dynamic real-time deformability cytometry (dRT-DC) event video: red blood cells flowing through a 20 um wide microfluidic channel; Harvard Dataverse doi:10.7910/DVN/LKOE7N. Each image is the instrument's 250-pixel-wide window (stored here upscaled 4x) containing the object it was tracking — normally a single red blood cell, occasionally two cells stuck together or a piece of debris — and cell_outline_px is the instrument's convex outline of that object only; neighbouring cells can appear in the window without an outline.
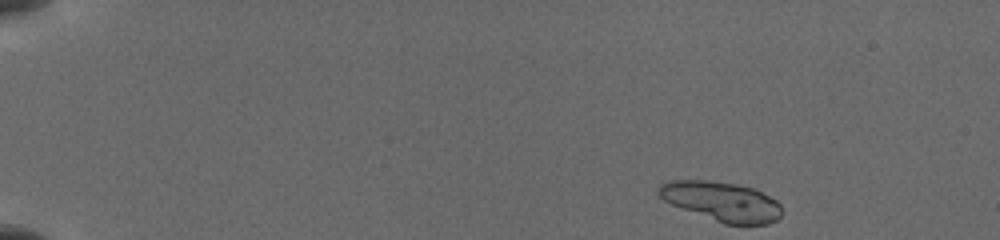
{"species": "common noctule bat (a hibernating species)", "species_latin": "Nyctalus noctula", "temperature_condition": "cold", "stored_images_in_passage": 17, "segment_of_instrument_passage": [1, 2], "camera_frame_rate_fps": 3000, "um_per_image_px": 0.085, "animal": {"sex": "female", "body_mass_g": 19.5, "forearm_length_mm": 54.1}, "frame": {"image": 1, "passage_image": 1, "time_ms": 0.0, "image_size_px": [1000, 240], "cell_outline_px": [[780, 216], [776, 220], [768, 224], [724, 224], [672, 204], [664, 200], [656, 192], [656, 188], [660, 184], [668, 180], [708, 180], [736, 184], [756, 188], [776, 200], [780, 204]], "centroid_in_image_um": [61.33, 17.1], "position_along_channel_um": 23.7, "area_um2": 28.26}}